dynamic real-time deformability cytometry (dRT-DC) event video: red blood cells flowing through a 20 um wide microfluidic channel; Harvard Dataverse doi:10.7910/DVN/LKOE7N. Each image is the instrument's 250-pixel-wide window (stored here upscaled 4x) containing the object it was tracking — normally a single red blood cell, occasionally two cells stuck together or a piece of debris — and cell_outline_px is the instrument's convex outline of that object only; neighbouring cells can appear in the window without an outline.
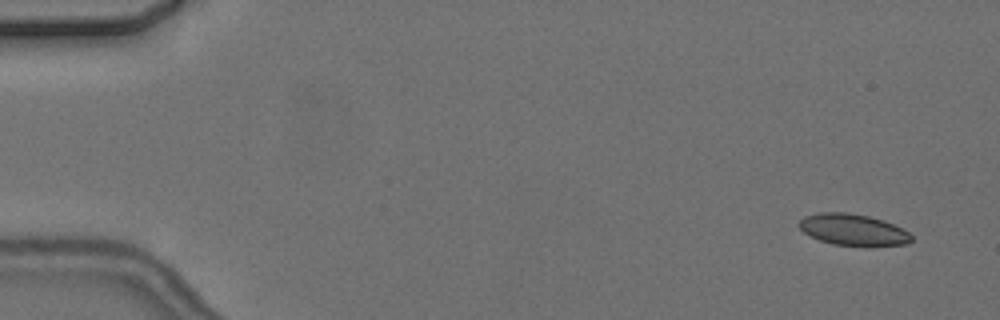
{"species": "common noctule bat (a hibernating species)", "species_latin": "Nyctalus noctula", "temperature_condition": "cold", "stored_images_in_passage": 2, "camera_frame_rate_fps": 3000, "um_per_image_px": 0.085, "animal": {"sex": "female", "body_mass_g": 24.6, "forearm_length_mm": 56.2}, "frame": {"image": 1, "passage_image": 2, "time_ms": 1.333, "image_size_px": [1000, 320], "cell_outline_px": [[912, 240], [908, 244], [868, 248], [864, 248], [832, 244], [820, 240], [804, 232], [796, 224], [804, 216], [820, 212], [848, 212], [868, 216], [892, 224], [908, 232], [912, 236]], "centroid_in_image_um": [72.52, 19.56], "position_along_channel_um": 12.5, "area_um2": 21.04}}